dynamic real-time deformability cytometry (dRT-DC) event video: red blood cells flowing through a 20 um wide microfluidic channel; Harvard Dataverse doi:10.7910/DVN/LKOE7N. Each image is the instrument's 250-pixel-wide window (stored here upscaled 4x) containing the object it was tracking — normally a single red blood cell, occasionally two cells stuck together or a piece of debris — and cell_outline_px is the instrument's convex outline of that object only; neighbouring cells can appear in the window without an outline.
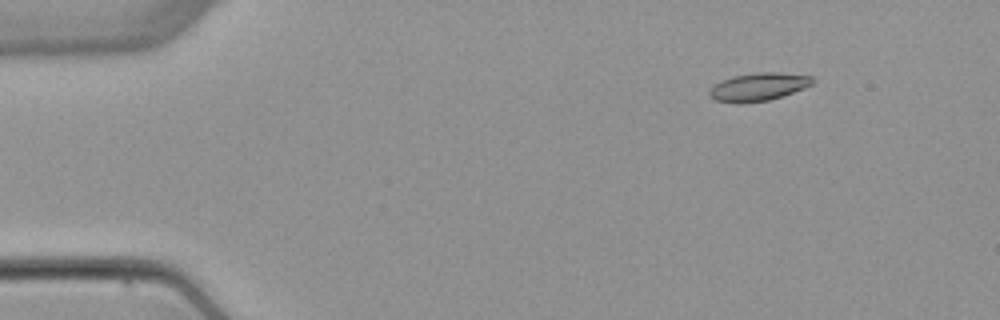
{"species": "common noctule bat (a hibernating species)", "species_latin": "Nyctalus noctula", "temperature_condition": "warm", "stored_images_in_passage": 6, "camera_frame_rate_fps": 3000, "um_per_image_px": 0.085, "animal": {"sex": "female", "body_mass_g": 22.7, "forearm_length_mm": 54.2}, "frame": {"image": 1, "passage_image": 2, "time_ms": 1.333, "image_size_px": [1000, 320], "cell_outline_px": [[816, 80], [812, 84], [804, 88], [768, 100], [736, 104], [716, 100], [708, 96], [708, 92], [716, 84], [732, 76], [756, 72], [780, 72], [812, 76]], "centroid_in_image_um": [64.47, 7.37], "position_along_channel_um": 20.5, "area_um2": 16.76}}
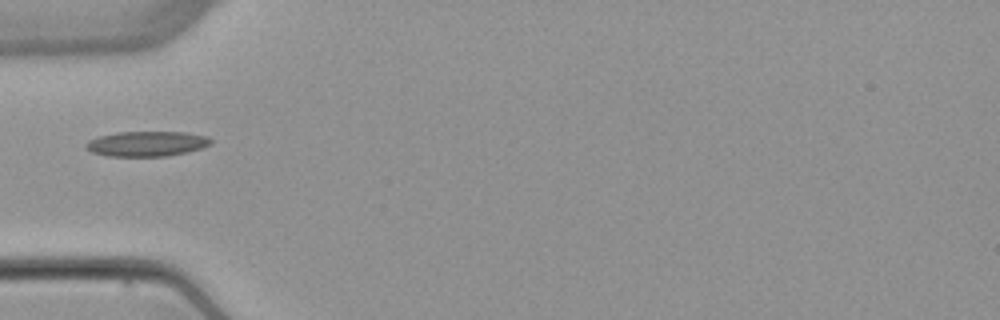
{"frame": {"image": 2, "passage_image": 5, "time_ms": 5.0, "image_size_px": [1000, 320], "cell_outline_px": [[212, 144], [188, 152], [168, 156], [108, 156], [92, 152], [84, 148], [84, 144], [88, 140], [100, 136], [116, 132], [184, 132], [208, 136], [212, 140]], "centroid_in_image_um": [12.47, 12.22], "position_along_channel_um": 72.5, "area_um2": 18.38}}
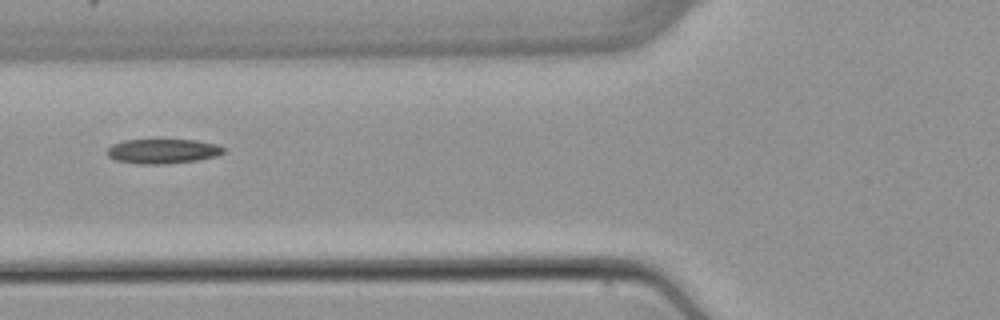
{"frame": {"image": 3, "passage_image": 6, "time_ms": 6.0, "image_size_px": [1000, 320], "cell_outline_px": [[224, 152], [216, 156], [196, 160], [168, 164], [136, 164], [112, 160], [104, 152], [112, 144], [124, 140], [196, 140], [216, 144], [224, 148]], "centroid_in_image_um": [13.76, 12.86], "position_along_channel_um": 112.0, "area_um2": 16.88}}